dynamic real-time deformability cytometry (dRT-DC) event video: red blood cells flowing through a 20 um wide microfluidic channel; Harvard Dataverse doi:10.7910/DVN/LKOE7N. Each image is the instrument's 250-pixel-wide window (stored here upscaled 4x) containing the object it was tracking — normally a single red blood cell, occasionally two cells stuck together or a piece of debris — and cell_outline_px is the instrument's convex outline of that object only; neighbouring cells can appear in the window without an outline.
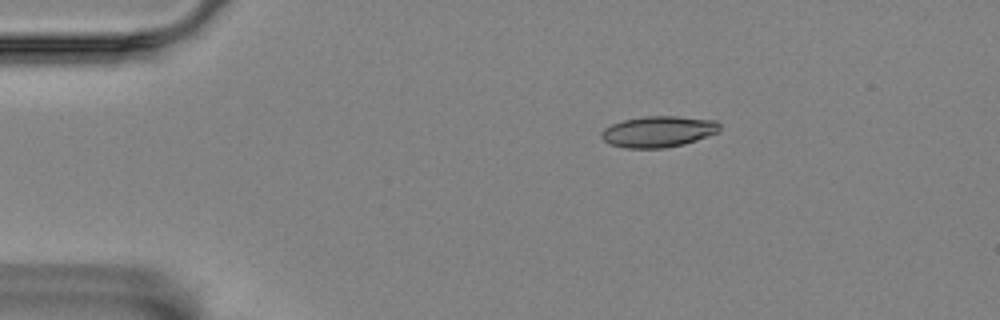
{"species": "Egyptian fruit bat (a non-hibernating species)", "species_latin": "Rousettus aegyptiacus", "temperature_condition": "room temperature", "stored_images_in_passage": 4, "camera_frame_rate_fps": 3000, "um_per_image_px": 0.085, "animal": {"sex": "female"}, "frame": {"image": 1, "passage_image": 1, "time_ms": 0.0, "image_size_px": [1000, 320], "cell_outline_px": [[720, 132], [684, 144], [664, 148], [624, 148], [608, 144], [600, 136], [600, 132], [604, 128], [612, 124], [624, 120], [644, 116], [676, 116], [716, 120], [720, 124]], "centroid_in_image_um": [55.95, 11.19], "position_along_channel_um": 29.0, "area_um2": 21.62}}
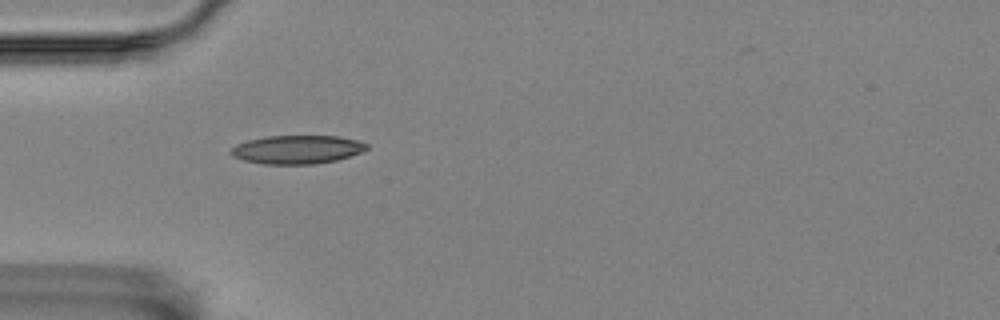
{"frame": {"image": 2, "passage_image": 3, "time_ms": 0.667, "image_size_px": [1000, 320], "cell_outline_px": [[368, 148], [360, 152], [336, 160], [312, 164], [264, 164], [244, 160], [232, 156], [228, 152], [236, 144], [248, 140], [264, 136], [336, 136], [356, 140], [368, 144]], "centroid_in_image_um": [25.2, 12.7], "position_along_channel_um": 59.8, "area_um2": 22.43}}
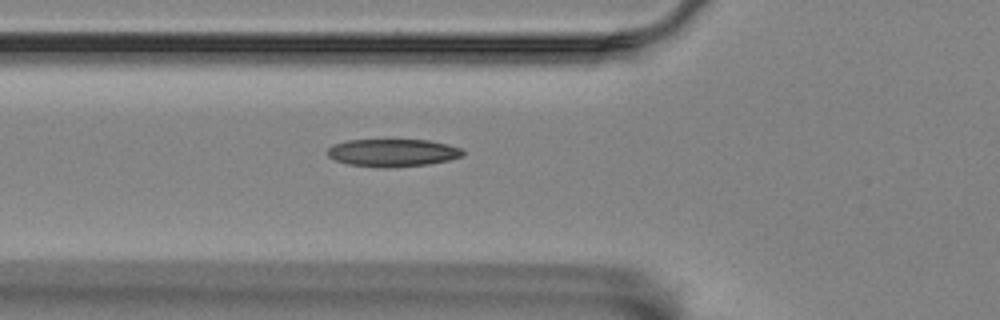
{"frame": {"image": 3, "passage_image": 4, "time_ms": 1.0, "image_size_px": [1000, 320], "cell_outline_px": [[464, 152], [460, 156], [448, 160], [428, 164], [388, 168], [384, 168], [348, 164], [336, 160], [328, 156], [328, 148], [332, 144], [348, 140], [428, 140], [448, 144], [460, 148]], "centroid_in_image_um": [33.35, 12.98], "position_along_channel_um": 92.4, "area_um2": 21.68}}